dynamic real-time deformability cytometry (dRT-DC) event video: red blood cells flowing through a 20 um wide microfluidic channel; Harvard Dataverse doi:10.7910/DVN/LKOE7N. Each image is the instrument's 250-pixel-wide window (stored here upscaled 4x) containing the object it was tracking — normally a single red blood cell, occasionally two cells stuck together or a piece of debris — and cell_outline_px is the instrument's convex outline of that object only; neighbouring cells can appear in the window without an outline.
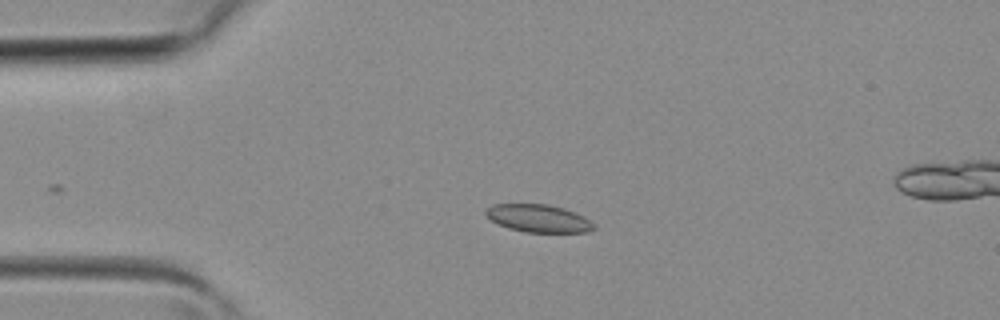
{"species": "common noctule bat (a hibernating species)", "species_latin": "Nyctalus noctula", "temperature_condition": "room temperature", "stored_images_in_passage": 2, "camera_frame_rate_fps": 3000, "um_per_image_px": 0.085, "animal": {"sex": "female", "body_mass_g": 19.3, "forearm_length_mm": 54.1}, "frame": {"image": 1, "passage_image": 1, "time_ms": 0.0, "image_size_px": [1000, 320], "cell_outline_px": [[596, 228], [588, 232], [524, 232], [508, 228], [492, 220], [484, 212], [492, 204], [548, 204], [564, 208], [584, 216], [596, 224]], "centroid_in_image_um": [45.82, 18.56], "position_along_channel_um": 39.2, "area_um2": 17.46}}